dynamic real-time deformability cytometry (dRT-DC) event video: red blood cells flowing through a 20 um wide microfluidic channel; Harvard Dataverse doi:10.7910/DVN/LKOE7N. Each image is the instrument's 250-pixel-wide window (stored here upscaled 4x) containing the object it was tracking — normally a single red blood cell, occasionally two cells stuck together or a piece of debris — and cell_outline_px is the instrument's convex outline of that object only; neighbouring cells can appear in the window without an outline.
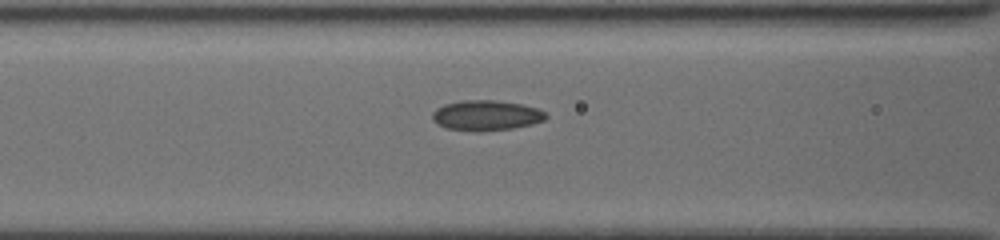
{"species": "common noctule bat (a hibernating species)", "species_latin": "Nyctalus noctula", "temperature_condition": "cold", "stored_images_in_passage": 6, "camera_frame_rate_fps": 3000, "um_per_image_px": 0.085, "animal": {"sex": "female", "body_mass_g": 19.5, "forearm_length_mm": 54.1}, "frame": {"image": 1, "passage_image": 5, "time_ms": 2.667, "image_size_px": [1000, 240], "cell_outline_px": [[548, 116], [544, 120], [532, 124], [512, 128], [480, 132], [472, 132], [444, 128], [436, 124], [432, 120], [432, 112], [436, 108], [444, 104], [460, 100], [496, 100], [520, 104], [536, 108], [544, 112]], "centroid_in_image_um": [41.26, 9.82], "position_along_channel_um": 125.3, "area_um2": 20.29}}